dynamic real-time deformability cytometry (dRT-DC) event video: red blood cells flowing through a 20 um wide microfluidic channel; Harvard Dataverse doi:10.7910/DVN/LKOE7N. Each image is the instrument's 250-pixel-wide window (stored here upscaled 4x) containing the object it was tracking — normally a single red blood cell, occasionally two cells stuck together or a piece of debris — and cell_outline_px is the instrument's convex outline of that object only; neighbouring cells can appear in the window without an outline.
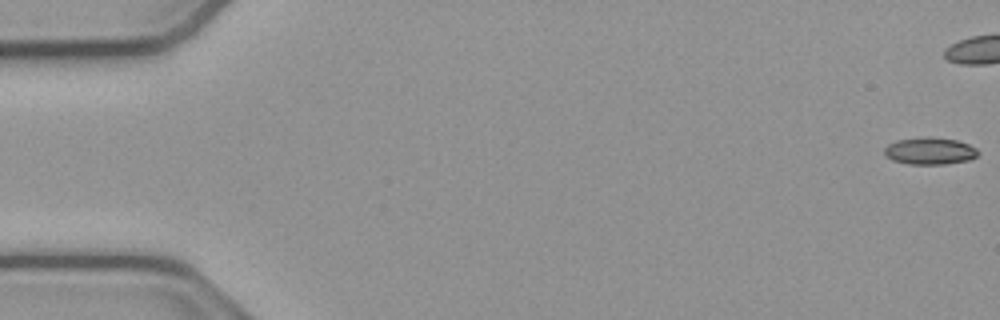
{"species": "common noctule bat (a hibernating species)", "species_latin": "Nyctalus noctula", "temperature_condition": "cold", "stored_images_in_passage": 44, "camera_frame_rate_fps": 3000, "um_per_image_px": 0.085, "animal": {"sex": "male", "body_mass_g": 23.1, "forearm_length_mm": 52.7}, "frame": {"image": 1, "passage_image": 1, "time_ms": 0.0, "image_size_px": [1000, 320], "cell_outline_px": [[980, 152], [972, 160], [944, 164], [908, 164], [892, 160], [884, 156], [884, 148], [888, 144], [896, 140], [920, 136], [928, 136], [956, 140], [968, 144], [976, 148]], "centroid_in_image_um": [79.02, 12.82], "position_along_channel_um": 6.0, "area_um2": 15.09}}
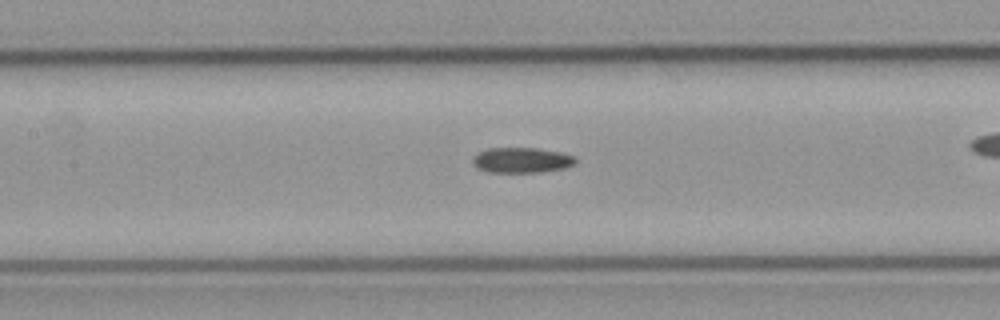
{"frame": {"image": 2, "passage_image": 25, "time_ms": 8.0, "image_size_px": [1000, 320], "cell_outline_px": [[576, 160], [572, 164], [564, 168], [540, 172], [488, 172], [476, 168], [472, 164], [472, 156], [476, 152], [488, 148], [536, 148], [560, 152], [576, 156]], "centroid_in_image_um": [44.27, 13.61], "position_along_channel_um": 163.1, "area_um2": 15.32}}
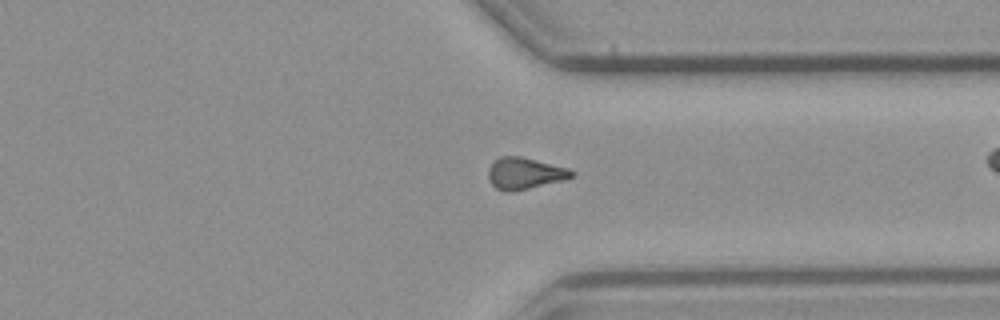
{"frame": {"image": 3, "passage_image": 41, "time_ms": 13.333, "image_size_px": [1000, 320], "cell_outline_px": [[576, 176], [564, 180], [528, 188], [508, 192], [496, 188], [488, 180], [488, 168], [500, 156], [520, 156], [568, 168], [576, 172]], "centroid_in_image_um": [44.62, 14.73], "position_along_channel_um": 366.8, "area_um2": 15.26}}